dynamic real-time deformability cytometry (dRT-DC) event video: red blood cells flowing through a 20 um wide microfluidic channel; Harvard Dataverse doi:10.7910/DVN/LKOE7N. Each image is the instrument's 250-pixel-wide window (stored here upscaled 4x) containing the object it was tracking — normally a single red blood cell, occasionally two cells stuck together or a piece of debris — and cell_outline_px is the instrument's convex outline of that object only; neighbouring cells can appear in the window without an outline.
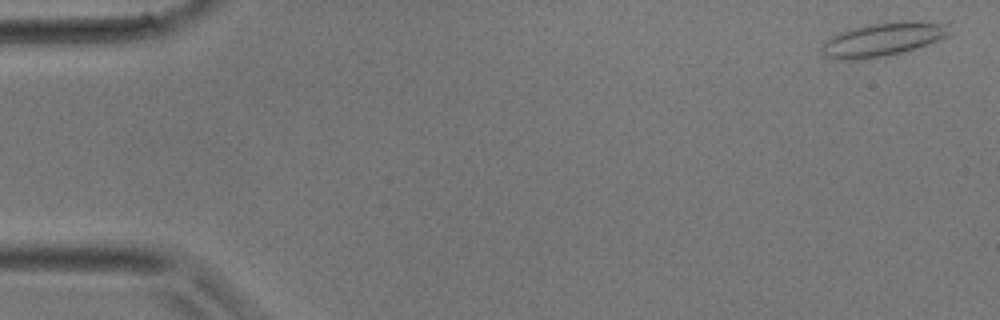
{"species": "common noctule bat (a hibernating species)", "species_latin": "Nyctalus noctula", "temperature_condition": "room temperature", "stored_images_in_passage": 7, "camera_frame_rate_fps": 3000, "um_per_image_px": 0.085, "animal": {"sex": "male", "body_mass_g": 17.9}, "frame": {"image": 1, "passage_image": 1, "time_ms": 0.0, "image_size_px": [1000, 320], "cell_outline_px": [[948, 36], [916, 48], [884, 56], [860, 60], [836, 60], [824, 56], [820, 48], [824, 40], [840, 32], [852, 28], [872, 24], [900, 20], [912, 20], [948, 24]], "centroid_in_image_um": [74.98, 3.35], "position_along_channel_um": 10.0, "area_um2": 25.03}}